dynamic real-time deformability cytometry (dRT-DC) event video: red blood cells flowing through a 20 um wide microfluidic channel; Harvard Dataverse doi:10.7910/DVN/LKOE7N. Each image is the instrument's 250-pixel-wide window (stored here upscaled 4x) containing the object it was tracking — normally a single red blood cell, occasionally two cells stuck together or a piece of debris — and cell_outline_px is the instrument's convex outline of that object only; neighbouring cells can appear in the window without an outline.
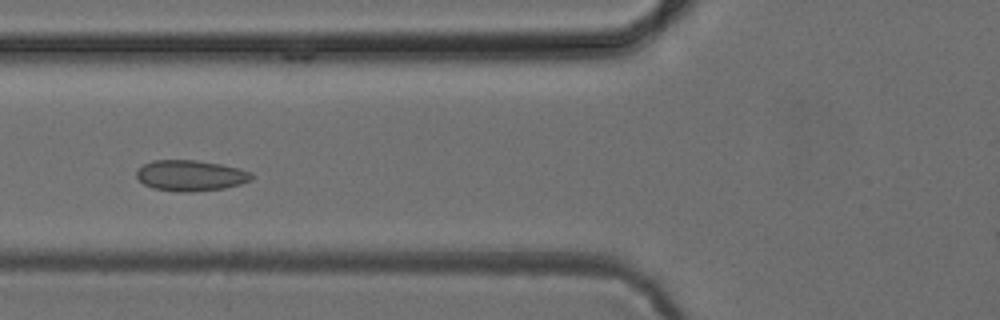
{"species": "common noctule bat (a hibernating species)", "species_latin": "Nyctalus noctula", "temperature_condition": "cold", "stored_images_in_passage": 4, "camera_frame_rate_fps": 3000, "um_per_image_px": 0.085, "animal": {"sex": "female", "body_mass_g": 24.6, "forearm_length_mm": 56.2}, "frame": {"image": 1, "passage_image": 3, "time_ms": 2.333, "image_size_px": [1000, 320], "cell_outline_px": [[256, 176], [252, 180], [240, 184], [224, 188], [192, 192], [176, 192], [152, 188], [144, 184], [136, 176], [136, 172], [144, 164], [152, 160], [196, 160], [220, 164], [240, 168], [252, 172]], "centroid_in_image_um": [16.24, 14.92], "position_along_channel_um": 109.6, "area_um2": 20.87}}